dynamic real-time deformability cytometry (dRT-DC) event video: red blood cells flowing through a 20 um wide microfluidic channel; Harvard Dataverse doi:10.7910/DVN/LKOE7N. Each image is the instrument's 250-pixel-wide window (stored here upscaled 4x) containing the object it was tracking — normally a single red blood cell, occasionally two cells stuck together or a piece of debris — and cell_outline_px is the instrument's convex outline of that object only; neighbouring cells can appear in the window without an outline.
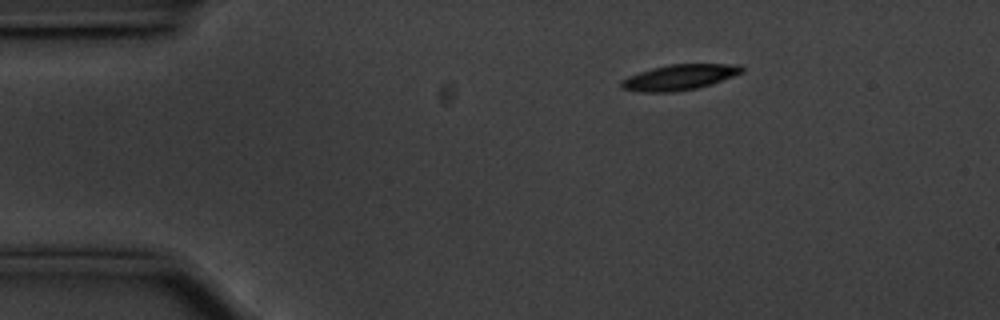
{"species": "common noctule bat (a hibernating species)", "species_latin": "Nyctalus noctula", "temperature_condition": "cold", "stored_images_in_passage": 48, "camera_frame_rate_fps": 3000, "um_per_image_px": 0.085, "animal": {"sex": "male", "body_mass_g": 20.1, "forearm_length_mm": 53.5}, "frame": {"image": 1, "passage_image": 1, "time_ms": 0.0, "image_size_px": [1000, 320], "cell_outline_px": [[744, 72], [712, 84], [696, 88], [672, 92], [640, 92], [620, 88], [620, 80], [628, 76], [652, 68], [668, 64], [740, 64], [744, 68]], "centroid_in_image_um": [57.74, 6.56], "position_along_channel_um": 27.3, "area_um2": 18.03}}
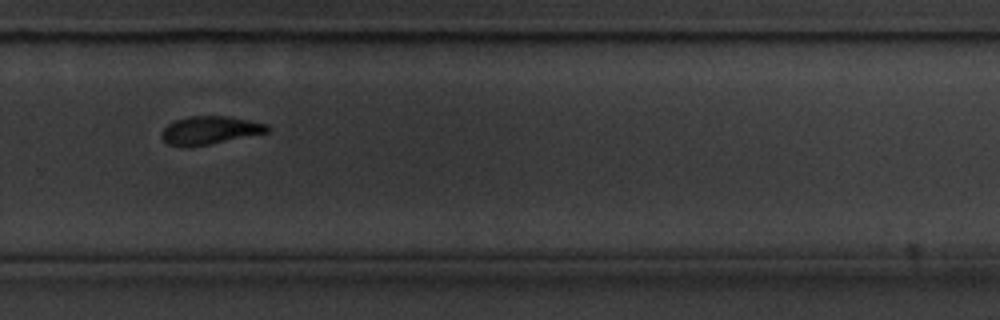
{"frame": {"image": 2, "passage_image": 30, "time_ms": 9.667, "image_size_px": [1000, 320], "cell_outline_px": [[268, 132], [208, 144], [168, 144], [160, 136], [164, 128], [168, 124], [176, 120], [192, 116], [228, 116], [268, 124]], "centroid_in_image_um": [17.86, 11.03], "position_along_channel_um": 311.9, "area_um2": 16.53}}
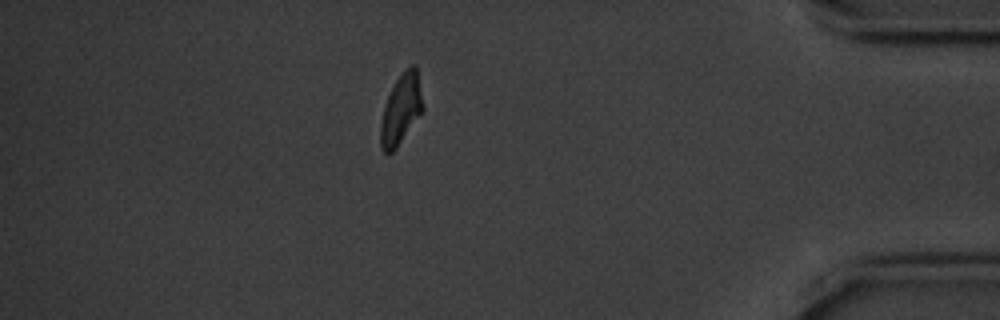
{"frame": {"image": 3, "passage_image": 41, "time_ms": 13.333, "image_size_px": [1000, 320], "cell_outline_px": [[424, 108], [396, 148], [392, 152], [384, 152], [380, 148], [380, 124], [384, 108], [388, 96], [396, 80], [404, 68], [408, 64], [416, 64]], "centroid_in_image_um": [34.09, 9.24], "position_along_channel_um": 401.1, "area_um2": 17.11}, "authors_computed_cell_mechanics": {"area_um2": 18.0914, "velocity_mm_per_s": 3.5336, "shape_relaxation_time_tau1_ms": 2.5353, "shape_relaxation_time_tau2_ms": null, "deformation_change_tau1": 0.1525, "deformation_change_tau2": null}}